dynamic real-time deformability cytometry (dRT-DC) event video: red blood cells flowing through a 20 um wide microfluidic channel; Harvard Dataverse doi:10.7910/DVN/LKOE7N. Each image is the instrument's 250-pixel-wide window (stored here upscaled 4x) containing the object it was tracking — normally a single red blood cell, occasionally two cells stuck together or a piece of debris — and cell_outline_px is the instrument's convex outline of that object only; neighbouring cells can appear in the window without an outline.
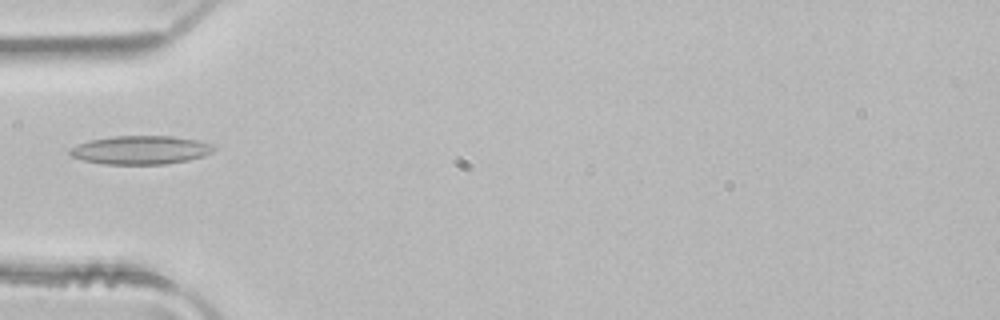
{"species": "common noctule bat (a hibernating species)", "species_latin": "Nyctalus noctula", "temperature_condition": "room temperature", "stored_images_in_passage": 3, "camera_frame_rate_fps": 3000, "um_per_image_px": 0.085, "animal": {"sex": "male", "body_mass_g": 21.5, "forearm_length_mm": 52.0}, "frame": {"image": 1, "passage_image": 3, "time_ms": 0.667, "image_size_px": [1000, 320], "cell_outline_px": [[216, 148], [212, 152], [204, 156], [188, 160], [164, 164], [104, 164], [84, 160], [72, 156], [68, 152], [68, 148], [76, 144], [88, 140], [112, 136], [172, 136], [196, 140], [216, 144]], "centroid_in_image_um": [11.95, 12.74], "position_along_channel_um": 73.0, "area_um2": 24.16}}